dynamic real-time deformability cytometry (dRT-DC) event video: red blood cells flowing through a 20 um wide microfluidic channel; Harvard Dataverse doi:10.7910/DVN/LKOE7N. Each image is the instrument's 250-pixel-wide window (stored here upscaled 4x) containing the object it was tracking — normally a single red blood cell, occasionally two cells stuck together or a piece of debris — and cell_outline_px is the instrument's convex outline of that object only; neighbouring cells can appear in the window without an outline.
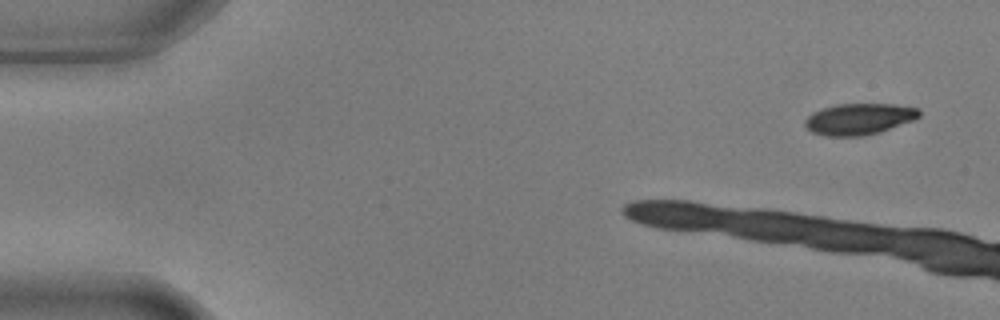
{"species": "common noctule bat (a hibernating species)", "species_latin": "Nyctalus noctula", "temperature_condition": "warm", "stored_images_in_passage": 7, "camera_frame_rate_fps": 3000, "um_per_image_px": 0.085, "animal": {"sex": "male", "body_mass_g": 17.9, "forearm_length_mm": 54.2}, "frame": {"image": 1, "passage_image": 1, "time_ms": 0.0, "image_size_px": [1000, 320], "cell_outline_px": [[920, 116], [912, 120], [880, 132], [864, 136], [824, 136], [812, 132], [804, 124], [804, 120], [812, 112], [836, 104], [896, 104], [920, 108]], "centroid_in_image_um": [73.02, 10.11], "position_along_channel_um": 12.0, "area_um2": 20.87}}